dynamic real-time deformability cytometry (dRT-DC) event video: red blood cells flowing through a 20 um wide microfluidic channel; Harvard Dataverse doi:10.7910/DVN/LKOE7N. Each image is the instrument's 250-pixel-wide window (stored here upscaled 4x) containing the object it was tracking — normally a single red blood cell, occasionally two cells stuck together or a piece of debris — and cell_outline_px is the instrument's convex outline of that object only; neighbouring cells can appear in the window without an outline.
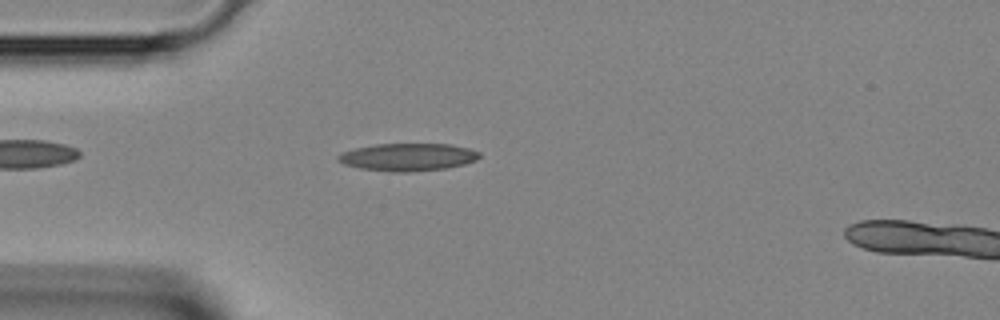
{"species": "Egyptian fruit bat (a non-hibernating species)", "species_latin": "Rousettus aegyptiacus", "temperature_condition": "room temperature", "stored_images_in_passage": 7, "camera_frame_rate_fps": 3000, "um_per_image_px": 0.085, "animal": {"sex": "female"}, "frame": {"image": 1, "passage_image": 5, "time_ms": 1.333, "image_size_px": [1000, 320], "cell_outline_px": [[480, 156], [476, 160], [464, 164], [448, 168], [408, 172], [392, 172], [360, 168], [344, 164], [336, 160], [336, 156], [340, 152], [356, 148], [376, 144], [452, 144], [468, 148], [480, 152]], "centroid_in_image_um": [34.65, 13.35], "position_along_channel_um": 50.3, "area_um2": 22.83}}